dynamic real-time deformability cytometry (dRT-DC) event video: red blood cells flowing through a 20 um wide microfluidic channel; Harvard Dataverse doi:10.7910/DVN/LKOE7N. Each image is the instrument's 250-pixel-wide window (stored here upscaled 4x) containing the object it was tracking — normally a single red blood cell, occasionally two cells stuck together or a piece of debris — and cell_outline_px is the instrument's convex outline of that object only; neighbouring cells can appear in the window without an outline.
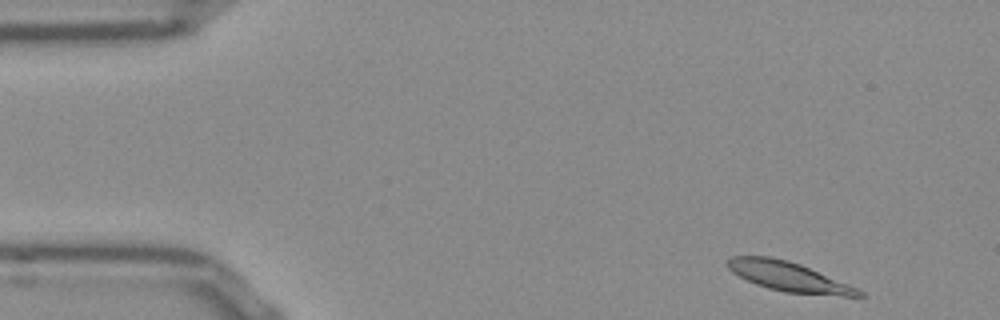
{"species": "Egyptian fruit bat (a non-hibernating species)", "species_latin": "Rousettus aegyptiacus", "temperature_condition": "room temperature", "stored_images_in_passage": 50, "camera_frame_rate_fps": 3000, "um_per_image_px": 0.085, "frame": {"image": 1, "passage_image": 2, "time_ms": 0.333, "image_size_px": [1000, 320], "cell_outline_px": [[864, 296], [844, 296], [784, 292], [768, 288], [756, 284], [732, 272], [728, 268], [728, 260], [732, 256], [768, 256], [788, 260], [800, 264], [856, 288], [864, 292]], "centroid_in_image_um": [67.01, 23.51], "position_along_channel_um": 18.0, "area_um2": 22.08}}
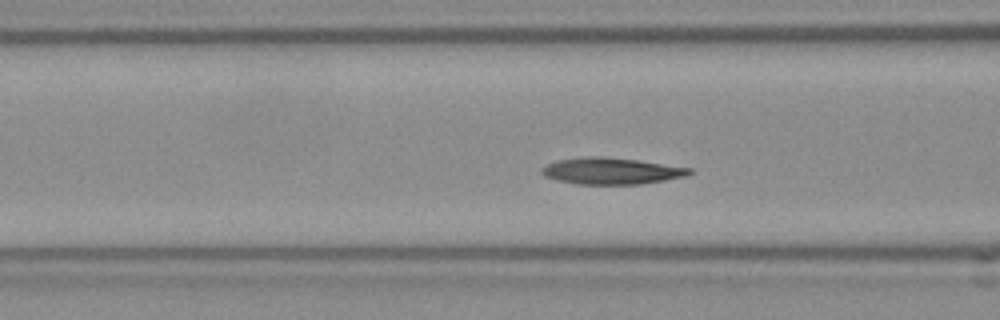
{"frame": {"image": 2, "passage_image": 17, "time_ms": 5.333, "image_size_px": [1000, 320], "cell_outline_px": [[692, 172], [688, 176], [640, 184], [576, 184], [544, 176], [540, 172], [540, 168], [556, 160], [584, 156], [604, 156], [636, 160], [692, 168]], "centroid_in_image_um": [51.95, 14.52], "position_along_channel_um": 114.7, "area_um2": 22.83}}
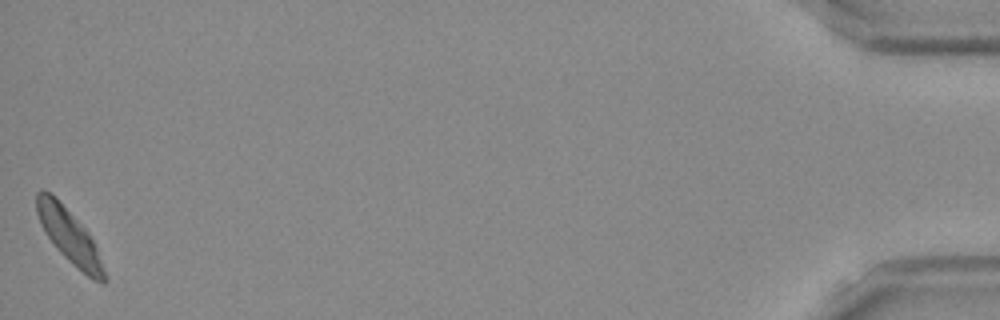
{"frame": {"image": 3, "passage_image": 50, "time_ms": 16.333, "image_size_px": [1000, 320], "cell_outline_px": [[108, 280], [104, 284], [92, 280], [72, 264], [56, 248], [44, 232], [40, 224], [36, 212], [36, 192], [40, 188], [44, 188], [88, 232], [96, 248]], "centroid_in_image_um": [5.87, 20.12], "position_along_channel_um": 429.3, "area_um2": 20.75}, "authors_computed_cell_mechanics": {"area_um2": 22.3108, "velocity_mm_per_s": 3.776, "shape_relaxation_time_tau1_ms": 5.9774, "shape_relaxation_time_tau2_ms": 10.6654, "deformation_change_tau1": 0.1197, "deformation_change_tau2": 0.149}}